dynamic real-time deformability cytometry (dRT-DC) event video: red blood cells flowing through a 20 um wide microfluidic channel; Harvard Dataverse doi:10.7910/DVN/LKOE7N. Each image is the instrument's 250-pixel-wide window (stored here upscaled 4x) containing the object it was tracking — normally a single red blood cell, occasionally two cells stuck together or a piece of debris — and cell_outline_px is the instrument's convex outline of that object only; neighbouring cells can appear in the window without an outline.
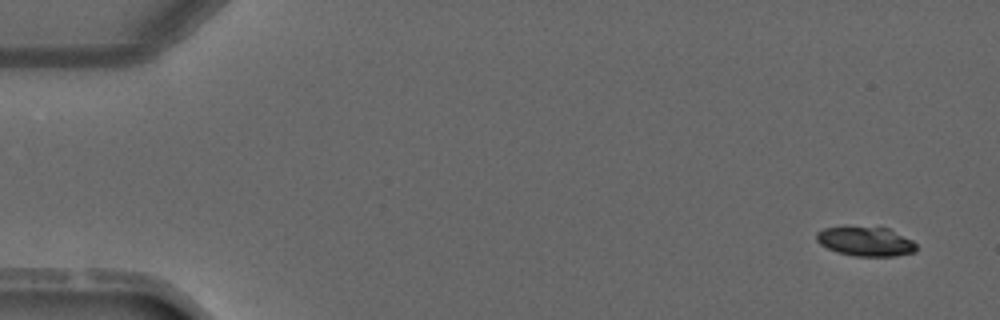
{"species": "common noctule bat (a hibernating species)", "species_latin": "Nyctalus noctula", "temperature_condition": "warm", "stored_images_in_passage": 4, "camera_frame_rate_fps": 3000, "um_per_image_px": 0.085, "animal": {"sex": "male", "forearm_length_mm": 52.5}, "frame": {"image": 1, "passage_image": 1, "time_ms": 0.0, "image_size_px": [1000, 320], "cell_outline_px": [[916, 252], [896, 256], [856, 256], [836, 252], [820, 244], [816, 240], [816, 232], [824, 228], [888, 228], [912, 240], [916, 244]], "centroid_in_image_um": [73.59, 20.55], "position_along_channel_um": 11.4, "area_um2": 16.76}}
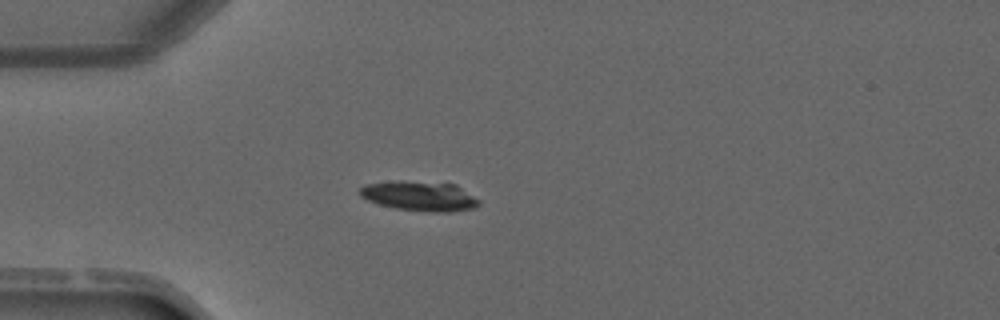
{"frame": {"image": 2, "passage_image": 4, "time_ms": 3.333, "image_size_px": [1000, 320], "cell_outline_px": [[480, 204], [476, 208], [448, 212], [432, 212], [396, 208], [380, 204], [368, 200], [360, 196], [360, 188], [364, 184], [396, 180], [404, 180], [456, 184], [480, 200]], "centroid_in_image_um": [35.69, 16.65], "position_along_channel_um": 49.3, "area_um2": 20.81}}